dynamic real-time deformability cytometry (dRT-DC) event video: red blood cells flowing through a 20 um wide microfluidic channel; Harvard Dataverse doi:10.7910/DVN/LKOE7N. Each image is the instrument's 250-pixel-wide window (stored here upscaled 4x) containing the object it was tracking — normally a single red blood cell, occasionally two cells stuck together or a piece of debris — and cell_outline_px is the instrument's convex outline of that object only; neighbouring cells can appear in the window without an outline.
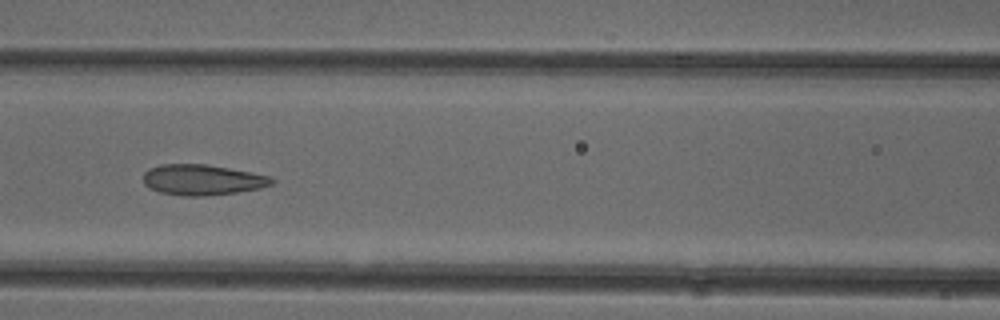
{"species": "common noctule bat (a hibernating species)", "species_latin": "Nyctalus noctula", "temperature_condition": "cold", "stored_images_in_passage": 50, "camera_frame_rate_fps": 3000, "um_per_image_px": 0.085, "animal": {"sex": "female"}, "frame": {"image": 1, "passage_image": 22, "time_ms": 7.0, "image_size_px": [1000, 320], "cell_outline_px": [[276, 180], [272, 184], [260, 188], [236, 192], [204, 196], [184, 196], [160, 192], [144, 184], [144, 172], [148, 168], [160, 164], [208, 164], [272, 176]], "centroid_in_image_um": [17.22, 15.27], "position_along_channel_um": 149.4, "area_um2": 22.95}, "authors_computed_cell_mechanics": {"area_um2": 23.6402, "velocity_mm_per_s": 3.9346, "shape_relaxation_time_tau1_ms": 7.9922, "shape_relaxation_time_tau2_ms": 1.49, "deformation_change_tau1": 0.1802, "deformation_change_tau2": 0.0903}}